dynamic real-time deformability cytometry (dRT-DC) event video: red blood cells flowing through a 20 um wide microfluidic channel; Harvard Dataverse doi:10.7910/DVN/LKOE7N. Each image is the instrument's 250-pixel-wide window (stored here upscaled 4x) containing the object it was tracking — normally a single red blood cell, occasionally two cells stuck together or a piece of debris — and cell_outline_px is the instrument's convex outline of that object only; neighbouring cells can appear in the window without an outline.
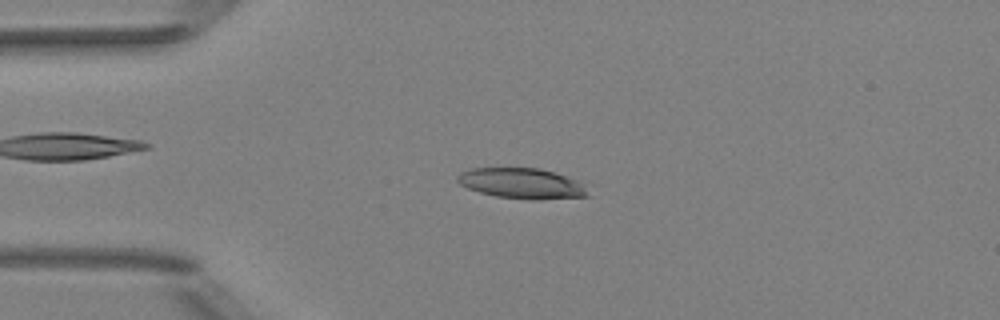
{"species": "Egyptian fruit bat (a non-hibernating species)", "species_latin": "Rousettus aegyptiacus", "temperature_condition": "room temperature", "stored_images_in_passage": 51, "camera_frame_rate_fps": 3000, "um_per_image_px": 0.085, "animal": {"sex": "female"}, "frame": {"image": 1, "passage_image": 12, "time_ms": 3.667, "image_size_px": [1000, 320], "cell_outline_px": [[588, 196], [540, 200], [532, 200], [496, 196], [480, 192], [468, 188], [460, 184], [456, 180], [456, 176], [460, 172], [472, 168], [540, 168], [580, 180]], "centroid_in_image_um": [44.34, 15.58], "position_along_channel_um": 40.7, "area_um2": 23.18}}
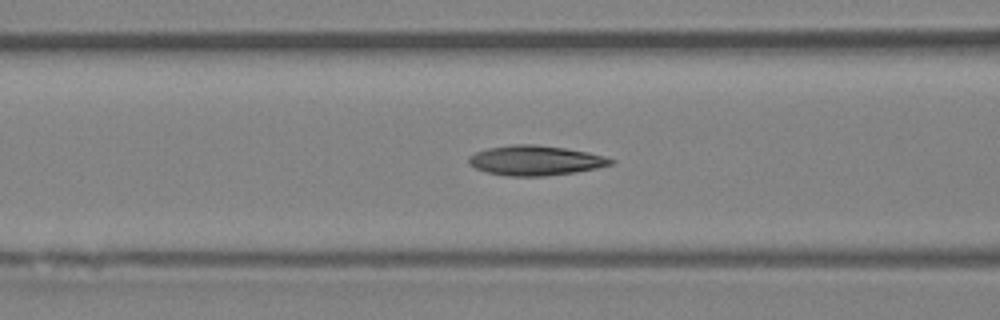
{"frame": {"image": 2, "passage_image": 20, "time_ms": 6.333, "image_size_px": [1000, 320], "cell_outline_px": [[616, 160], [612, 164], [596, 168], [576, 172], [544, 176], [508, 176], [488, 172], [476, 168], [468, 164], [468, 156], [476, 152], [488, 148], [512, 144], [536, 144], [564, 148], [588, 152], [604, 156]], "centroid_in_image_um": [45.5, 13.63], "position_along_channel_um": 121.1, "area_um2": 24.68}}
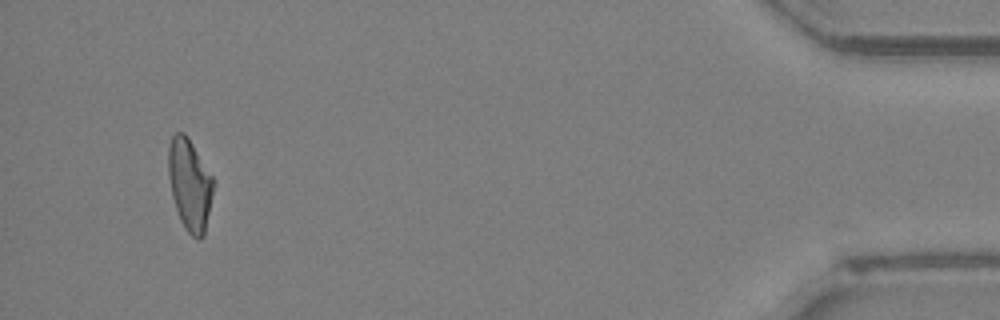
{"frame": {"image": 3, "passage_image": 48, "time_ms": 15.667, "image_size_px": [1000, 320], "cell_outline_px": [[212, 192], [204, 236], [200, 240], [196, 240], [188, 232], [180, 220], [172, 196], [168, 176], [168, 148], [172, 136], [176, 132], [184, 132], [188, 136], [212, 176]], "centroid_in_image_um": [16.1, 15.68], "position_along_channel_um": 419.1, "area_um2": 23.76}, "authors_computed_cell_mechanics": {"area_um2": 24.3338, "velocity_mm_per_s": 4.0162, "shape_relaxation_time_tau1_ms": null, "shape_relaxation_time_tau2_ms": 2.3661, "deformation_change_tau1": null, "deformation_change_tau2": 0.1007}}